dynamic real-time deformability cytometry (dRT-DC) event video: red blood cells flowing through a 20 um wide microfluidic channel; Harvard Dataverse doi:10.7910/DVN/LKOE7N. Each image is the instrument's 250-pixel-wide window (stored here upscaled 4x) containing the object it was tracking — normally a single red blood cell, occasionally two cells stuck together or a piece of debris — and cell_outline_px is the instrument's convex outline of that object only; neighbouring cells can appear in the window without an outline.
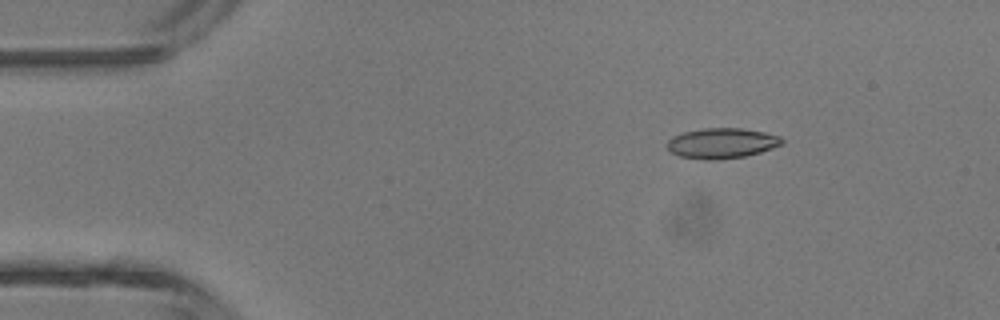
{"species": "common noctule bat (a hibernating species)", "species_latin": "Nyctalus noctula", "temperature_condition": "room temperature", "stored_images_in_passage": 4, "camera_frame_rate_fps": 3000, "um_per_image_px": 0.085, "animal": {"sex": "male", "body_mass_g": 13.3}, "frame": {"image": 1, "passage_image": 2, "time_ms": 1.333, "image_size_px": [1000, 320], "cell_outline_px": [[784, 144], [760, 152], [744, 156], [716, 160], [704, 160], [680, 156], [672, 152], [668, 148], [668, 140], [672, 136], [684, 132], [704, 128], [740, 128], [764, 132], [780, 136], [784, 140]], "centroid_in_image_um": [61.37, 12.17], "position_along_channel_um": 23.6, "area_um2": 20.23}}
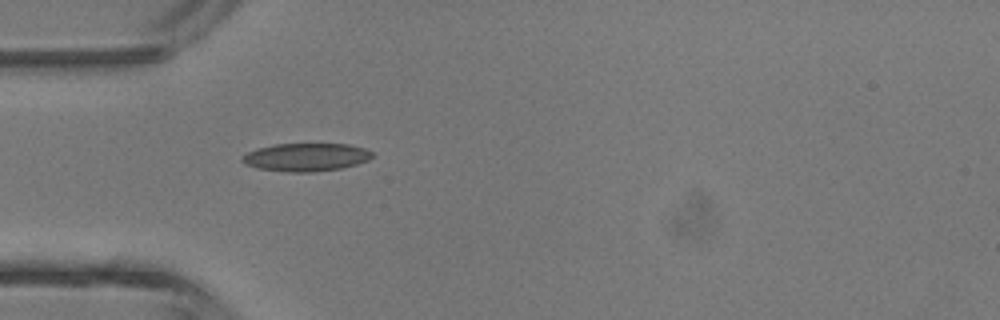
{"frame": {"image": 2, "passage_image": 4, "time_ms": 3.667, "image_size_px": [1000, 320], "cell_outline_px": [[372, 156], [368, 160], [356, 164], [340, 168], [312, 172], [288, 172], [256, 168], [244, 164], [240, 160], [240, 156], [256, 148], [276, 144], [348, 144], [364, 148], [372, 152]], "centroid_in_image_um": [25.95, 13.36], "position_along_channel_um": 59.0, "area_um2": 21.27}}